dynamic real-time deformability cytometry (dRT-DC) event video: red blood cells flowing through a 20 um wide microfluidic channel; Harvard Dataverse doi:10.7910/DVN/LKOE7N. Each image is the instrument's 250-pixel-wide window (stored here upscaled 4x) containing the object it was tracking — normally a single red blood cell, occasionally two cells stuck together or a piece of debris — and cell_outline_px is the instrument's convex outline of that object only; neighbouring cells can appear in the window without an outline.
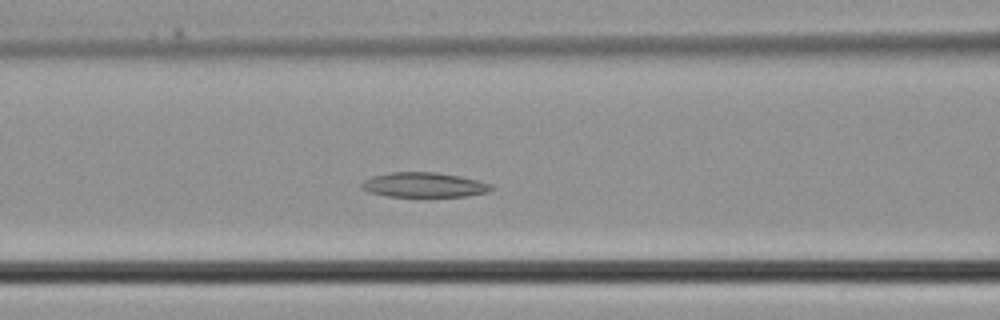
{"species": "common noctule bat (a hibernating species)", "species_latin": "Nyctalus noctula", "temperature_condition": "cold", "stored_images_in_passage": 32, "camera_frame_rate_fps": 3000, "um_per_image_px": 0.085, "animal": {"sex": "male", "body_mass_g": 21.5, "forearm_length_mm": 52.0}, "frame": {"image": 1, "passage_image": 9, "time_ms": 2.667, "image_size_px": [1000, 320], "cell_outline_px": [[492, 188], [488, 192], [468, 196], [388, 196], [368, 192], [360, 188], [360, 184], [364, 180], [372, 176], [392, 172], [436, 172], [460, 176], [480, 180], [492, 184]], "centroid_in_image_um": [36.04, 15.71], "position_along_channel_um": 130.6, "area_um2": 18.79}}
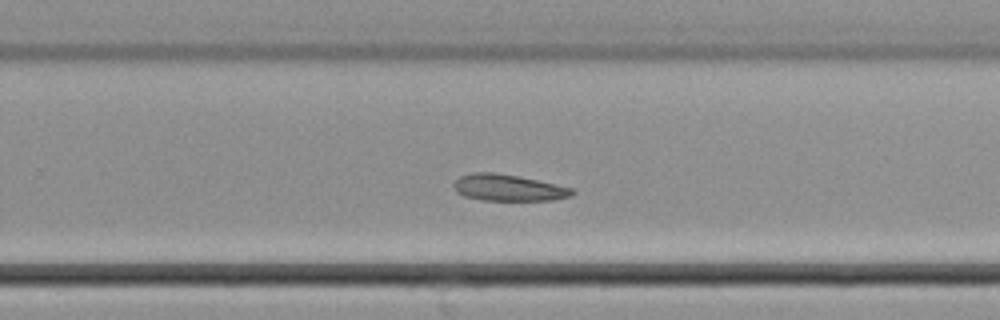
{"frame": {"image": 2, "passage_image": 18, "time_ms": 5.667, "image_size_px": [1000, 320], "cell_outline_px": [[576, 192], [572, 196], [552, 200], [484, 200], [464, 196], [456, 192], [452, 188], [452, 184], [460, 176], [472, 172], [492, 172], [516, 176], [536, 180], [572, 188]], "centroid_in_image_um": [43.17, 15.96], "position_along_channel_um": 286.6, "area_um2": 18.21}}
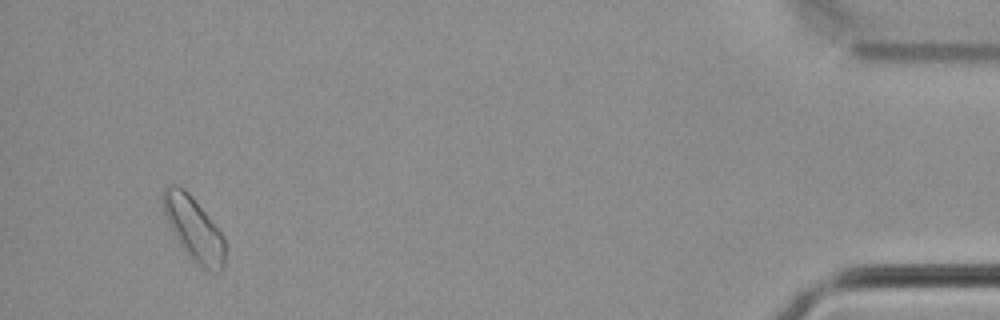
{"frame": {"image": 3, "passage_image": 30, "time_ms": 9.667, "image_size_px": [1000, 320], "cell_outline_px": [[224, 264], [220, 272], [212, 272], [196, 264], [188, 256], [180, 244], [168, 224], [164, 212], [164, 188], [168, 184], [172, 184], [184, 188], [188, 192], [224, 236]], "centroid_in_image_um": [16.48, 19.47], "position_along_channel_um": 418.7, "area_um2": 22.54}}